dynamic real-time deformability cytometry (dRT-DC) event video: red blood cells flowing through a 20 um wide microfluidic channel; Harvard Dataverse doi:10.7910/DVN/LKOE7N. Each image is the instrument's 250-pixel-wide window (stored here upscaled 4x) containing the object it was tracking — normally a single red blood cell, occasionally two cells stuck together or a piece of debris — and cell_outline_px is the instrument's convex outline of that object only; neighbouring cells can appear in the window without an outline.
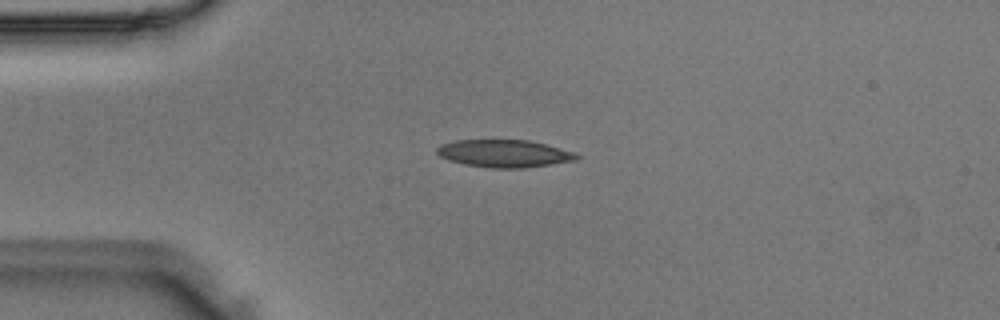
{"species": "Egyptian fruit bat (a non-hibernating species)", "species_latin": "Rousettus aegyptiacus", "temperature_condition": "room temperature", "stored_images_in_passage": 39, "camera_frame_rate_fps": 3000, "um_per_image_px": 0.085, "animal": {"sex": "male"}, "frame": {"image": 1, "passage_image": 1, "time_ms": 0.0, "image_size_px": [1000, 320], "cell_outline_px": [[580, 156], [576, 160], [524, 168], [492, 168], [464, 164], [448, 160], [440, 156], [436, 152], [436, 148], [440, 144], [456, 140], [528, 140], [576, 152]], "centroid_in_image_um": [42.84, 13.05], "position_along_channel_um": 42.2, "area_um2": 22.37}}
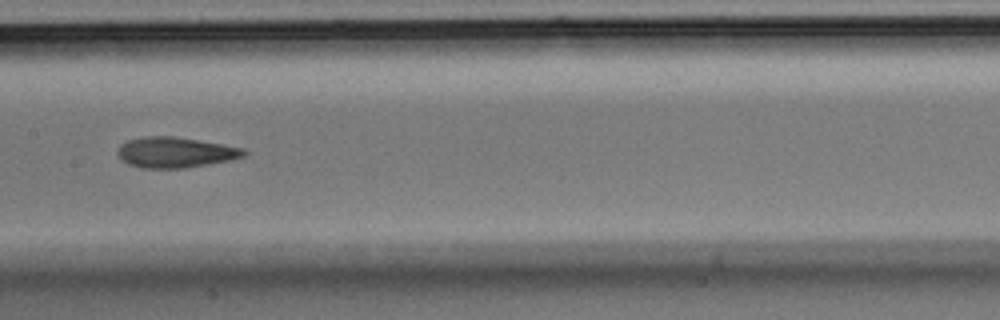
{"frame": {"image": 2, "passage_image": 14, "time_ms": 4.333, "image_size_px": [1000, 320], "cell_outline_px": [[248, 152], [244, 156], [232, 160], [184, 168], [144, 168], [128, 164], [116, 152], [120, 144], [128, 140], [144, 136], [172, 136], [244, 148]], "centroid_in_image_um": [14.9, 12.95], "position_along_channel_um": 192.5, "area_um2": 22.31}}
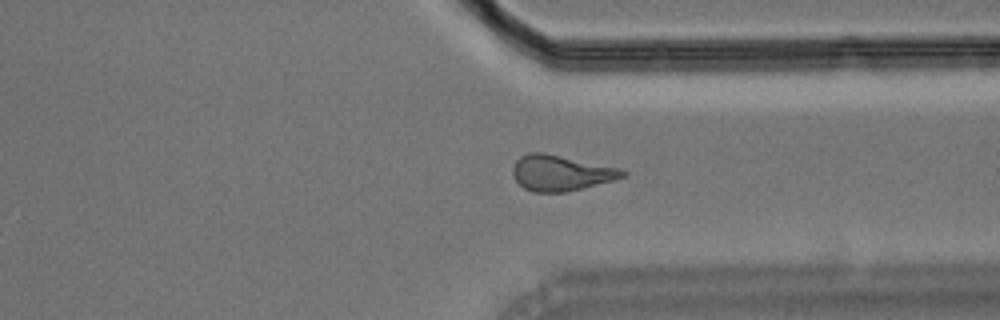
{"frame": {"image": 3, "passage_image": 27, "time_ms": 8.667, "image_size_px": [1000, 320], "cell_outline_px": [[628, 172], [624, 176], [612, 180], [564, 192], [532, 192], [524, 188], [516, 180], [512, 172], [512, 168], [516, 160], [520, 156], [528, 152], [544, 152], [620, 168]], "centroid_in_image_um": [47.63, 14.68], "position_along_channel_um": 363.8, "area_um2": 22.6}}